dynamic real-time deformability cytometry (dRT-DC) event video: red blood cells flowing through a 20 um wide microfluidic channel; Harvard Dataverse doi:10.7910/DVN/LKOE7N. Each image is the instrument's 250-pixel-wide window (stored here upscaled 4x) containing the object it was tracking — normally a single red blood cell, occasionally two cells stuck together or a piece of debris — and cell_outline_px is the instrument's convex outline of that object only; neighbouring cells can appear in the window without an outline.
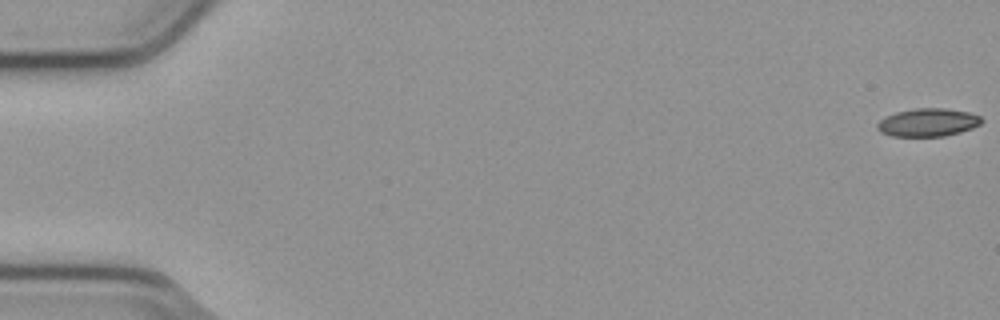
{"species": "common noctule bat (a hibernating species)", "species_latin": "Nyctalus noctula", "temperature_condition": "cold", "stored_images_in_passage": 18, "camera_frame_rate_fps": 3000, "um_per_image_px": 0.085, "animal": {"sex": "male", "body_mass_g": 23.1, "forearm_length_mm": 52.7}, "frame": {"image": 1, "passage_image": 1, "time_ms": 0.0, "image_size_px": [1000, 320], "cell_outline_px": [[984, 120], [980, 124], [972, 128], [960, 132], [944, 136], [892, 136], [880, 132], [876, 128], [876, 124], [884, 116], [896, 112], [912, 108], [944, 108], [968, 112], [980, 116]], "centroid_in_image_um": [78.84, 10.4], "position_along_channel_um": 6.2, "area_um2": 17.17}}
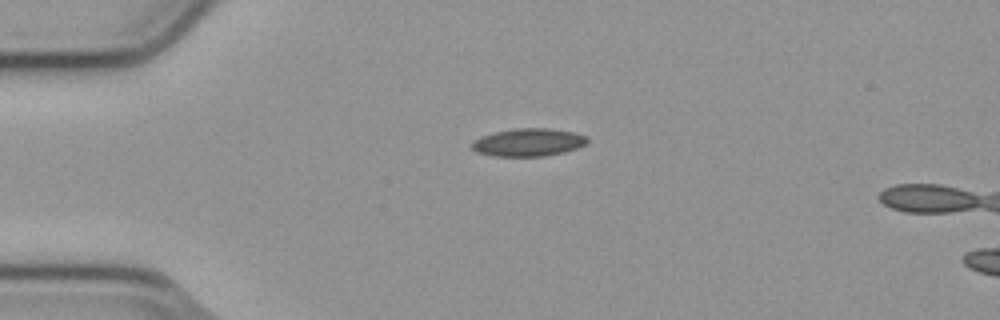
{"frame": {"image": 2, "passage_image": 14, "time_ms": 4.333, "image_size_px": [1000, 320], "cell_outline_px": [[588, 140], [584, 144], [576, 148], [564, 152], [544, 156], [492, 156], [476, 152], [472, 148], [472, 140], [496, 132], [516, 128], [548, 128], [572, 132], [588, 136]], "centroid_in_image_um": [44.9, 12.1], "position_along_channel_um": 40.1, "area_um2": 18.55}}